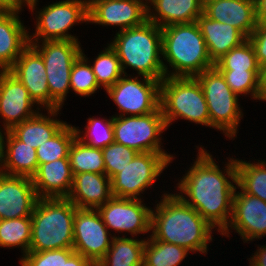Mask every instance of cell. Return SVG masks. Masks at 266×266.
<instances>
[{"instance_id":"1","label":"cell","mask_w":266,"mask_h":266,"mask_svg":"<svg viewBox=\"0 0 266 266\" xmlns=\"http://www.w3.org/2000/svg\"><path fill=\"white\" fill-rule=\"evenodd\" d=\"M196 147L197 158L178 181L176 188L179 192L175 194L221 234L232 216L233 196L237 187L235 158L227 157L228 162L220 170L213 155L202 145Z\"/></svg>"},{"instance_id":"2","label":"cell","mask_w":266,"mask_h":266,"mask_svg":"<svg viewBox=\"0 0 266 266\" xmlns=\"http://www.w3.org/2000/svg\"><path fill=\"white\" fill-rule=\"evenodd\" d=\"M160 198L151 209L149 237L192 253L208 254L209 242L214 240L212 231L217 230L175 193H164Z\"/></svg>"},{"instance_id":"3","label":"cell","mask_w":266,"mask_h":266,"mask_svg":"<svg viewBox=\"0 0 266 266\" xmlns=\"http://www.w3.org/2000/svg\"><path fill=\"white\" fill-rule=\"evenodd\" d=\"M161 32L165 77H196L214 67L196 21L165 26Z\"/></svg>"},{"instance_id":"4","label":"cell","mask_w":266,"mask_h":266,"mask_svg":"<svg viewBox=\"0 0 266 266\" xmlns=\"http://www.w3.org/2000/svg\"><path fill=\"white\" fill-rule=\"evenodd\" d=\"M110 46L116 51L124 75L127 68L138 76L162 81L165 72L162 61V32L153 22L116 32Z\"/></svg>"},{"instance_id":"5","label":"cell","mask_w":266,"mask_h":266,"mask_svg":"<svg viewBox=\"0 0 266 266\" xmlns=\"http://www.w3.org/2000/svg\"><path fill=\"white\" fill-rule=\"evenodd\" d=\"M76 209L67 197L38 198L31 215L29 252L73 248Z\"/></svg>"},{"instance_id":"6","label":"cell","mask_w":266,"mask_h":266,"mask_svg":"<svg viewBox=\"0 0 266 266\" xmlns=\"http://www.w3.org/2000/svg\"><path fill=\"white\" fill-rule=\"evenodd\" d=\"M160 107L167 128L181 118L210 127L205 95L195 77H165L160 82Z\"/></svg>"},{"instance_id":"7","label":"cell","mask_w":266,"mask_h":266,"mask_svg":"<svg viewBox=\"0 0 266 266\" xmlns=\"http://www.w3.org/2000/svg\"><path fill=\"white\" fill-rule=\"evenodd\" d=\"M200 83L210 116V128L222 131L225 137L235 139L243 119L239 96L227 85L222 73L214 66L195 77Z\"/></svg>"},{"instance_id":"8","label":"cell","mask_w":266,"mask_h":266,"mask_svg":"<svg viewBox=\"0 0 266 266\" xmlns=\"http://www.w3.org/2000/svg\"><path fill=\"white\" fill-rule=\"evenodd\" d=\"M37 1L27 7L35 14L36 29L29 31V42H43L54 40L78 41V37L69 34V30L76 24L88 23V0H62L43 6L37 11ZM34 10L36 13H34Z\"/></svg>"},{"instance_id":"9","label":"cell","mask_w":266,"mask_h":266,"mask_svg":"<svg viewBox=\"0 0 266 266\" xmlns=\"http://www.w3.org/2000/svg\"><path fill=\"white\" fill-rule=\"evenodd\" d=\"M29 44L43 58L50 93V110L63 108L70 91V74L73 64L81 55L80 41L54 40L29 42Z\"/></svg>"},{"instance_id":"10","label":"cell","mask_w":266,"mask_h":266,"mask_svg":"<svg viewBox=\"0 0 266 266\" xmlns=\"http://www.w3.org/2000/svg\"><path fill=\"white\" fill-rule=\"evenodd\" d=\"M174 159V155L169 153H137L121 172L110 179L112 195L141 200V194H144L145 189L155 184L156 179H159Z\"/></svg>"},{"instance_id":"11","label":"cell","mask_w":266,"mask_h":266,"mask_svg":"<svg viewBox=\"0 0 266 266\" xmlns=\"http://www.w3.org/2000/svg\"><path fill=\"white\" fill-rule=\"evenodd\" d=\"M113 129L114 142L138 153H168L160 137L168 129L161 107L146 115L113 116Z\"/></svg>"},{"instance_id":"12","label":"cell","mask_w":266,"mask_h":266,"mask_svg":"<svg viewBox=\"0 0 266 266\" xmlns=\"http://www.w3.org/2000/svg\"><path fill=\"white\" fill-rule=\"evenodd\" d=\"M123 75L105 91L120 113L114 116L146 115L160 107V82L146 76Z\"/></svg>"},{"instance_id":"13","label":"cell","mask_w":266,"mask_h":266,"mask_svg":"<svg viewBox=\"0 0 266 266\" xmlns=\"http://www.w3.org/2000/svg\"><path fill=\"white\" fill-rule=\"evenodd\" d=\"M114 235L107 229L97 209H76L73 250L95 266L106 255Z\"/></svg>"},{"instance_id":"14","label":"cell","mask_w":266,"mask_h":266,"mask_svg":"<svg viewBox=\"0 0 266 266\" xmlns=\"http://www.w3.org/2000/svg\"><path fill=\"white\" fill-rule=\"evenodd\" d=\"M143 202L142 199L112 196L97 211L108 230L125 232L136 238L138 234L150 233L152 208Z\"/></svg>"},{"instance_id":"15","label":"cell","mask_w":266,"mask_h":266,"mask_svg":"<svg viewBox=\"0 0 266 266\" xmlns=\"http://www.w3.org/2000/svg\"><path fill=\"white\" fill-rule=\"evenodd\" d=\"M239 191L236 187L232 216L228 226L220 235L229 237L230 230L233 229L241 236L243 243L249 244L266 236V202L244 193L241 189Z\"/></svg>"},{"instance_id":"16","label":"cell","mask_w":266,"mask_h":266,"mask_svg":"<svg viewBox=\"0 0 266 266\" xmlns=\"http://www.w3.org/2000/svg\"><path fill=\"white\" fill-rule=\"evenodd\" d=\"M89 23L117 26L119 31L145 23L147 0H88Z\"/></svg>"},{"instance_id":"17","label":"cell","mask_w":266,"mask_h":266,"mask_svg":"<svg viewBox=\"0 0 266 266\" xmlns=\"http://www.w3.org/2000/svg\"><path fill=\"white\" fill-rule=\"evenodd\" d=\"M39 111L41 109L19 79L9 70H0V119H3V129L10 131Z\"/></svg>"},{"instance_id":"18","label":"cell","mask_w":266,"mask_h":266,"mask_svg":"<svg viewBox=\"0 0 266 266\" xmlns=\"http://www.w3.org/2000/svg\"><path fill=\"white\" fill-rule=\"evenodd\" d=\"M28 90L33 102L40 108L50 110V93L46 69L41 54L29 44L9 69Z\"/></svg>"},{"instance_id":"19","label":"cell","mask_w":266,"mask_h":266,"mask_svg":"<svg viewBox=\"0 0 266 266\" xmlns=\"http://www.w3.org/2000/svg\"><path fill=\"white\" fill-rule=\"evenodd\" d=\"M37 200L32 178L0 173V220L31 216Z\"/></svg>"},{"instance_id":"20","label":"cell","mask_w":266,"mask_h":266,"mask_svg":"<svg viewBox=\"0 0 266 266\" xmlns=\"http://www.w3.org/2000/svg\"><path fill=\"white\" fill-rule=\"evenodd\" d=\"M24 9H0V70H9L29 45V29L20 20Z\"/></svg>"},{"instance_id":"21","label":"cell","mask_w":266,"mask_h":266,"mask_svg":"<svg viewBox=\"0 0 266 266\" xmlns=\"http://www.w3.org/2000/svg\"><path fill=\"white\" fill-rule=\"evenodd\" d=\"M203 13L211 20L235 27L247 39L257 26L254 0H212L203 6Z\"/></svg>"},{"instance_id":"22","label":"cell","mask_w":266,"mask_h":266,"mask_svg":"<svg viewBox=\"0 0 266 266\" xmlns=\"http://www.w3.org/2000/svg\"><path fill=\"white\" fill-rule=\"evenodd\" d=\"M73 177L69 158H61L40 164L32 181L38 198H57L70 194Z\"/></svg>"},{"instance_id":"23","label":"cell","mask_w":266,"mask_h":266,"mask_svg":"<svg viewBox=\"0 0 266 266\" xmlns=\"http://www.w3.org/2000/svg\"><path fill=\"white\" fill-rule=\"evenodd\" d=\"M111 180L106 174H74L73 184L67 198L79 209H97L111 197Z\"/></svg>"},{"instance_id":"24","label":"cell","mask_w":266,"mask_h":266,"mask_svg":"<svg viewBox=\"0 0 266 266\" xmlns=\"http://www.w3.org/2000/svg\"><path fill=\"white\" fill-rule=\"evenodd\" d=\"M202 13L199 0H147L148 21L160 28L195 22Z\"/></svg>"},{"instance_id":"25","label":"cell","mask_w":266,"mask_h":266,"mask_svg":"<svg viewBox=\"0 0 266 266\" xmlns=\"http://www.w3.org/2000/svg\"><path fill=\"white\" fill-rule=\"evenodd\" d=\"M196 22L207 45L209 56L214 63L231 49L240 46L247 40L235 27L211 20L204 13L198 17Z\"/></svg>"},{"instance_id":"26","label":"cell","mask_w":266,"mask_h":266,"mask_svg":"<svg viewBox=\"0 0 266 266\" xmlns=\"http://www.w3.org/2000/svg\"><path fill=\"white\" fill-rule=\"evenodd\" d=\"M60 110H47L48 115L40 111L34 117L14 126L10 132L21 142L37 149L66 124V121L57 119L58 114H61Z\"/></svg>"},{"instance_id":"27","label":"cell","mask_w":266,"mask_h":266,"mask_svg":"<svg viewBox=\"0 0 266 266\" xmlns=\"http://www.w3.org/2000/svg\"><path fill=\"white\" fill-rule=\"evenodd\" d=\"M37 170L36 149L21 142L10 131H7L4 138L1 173L32 178Z\"/></svg>"},{"instance_id":"28","label":"cell","mask_w":266,"mask_h":266,"mask_svg":"<svg viewBox=\"0 0 266 266\" xmlns=\"http://www.w3.org/2000/svg\"><path fill=\"white\" fill-rule=\"evenodd\" d=\"M123 235L113 237L106 255L96 266H143L146 239L139 240Z\"/></svg>"},{"instance_id":"29","label":"cell","mask_w":266,"mask_h":266,"mask_svg":"<svg viewBox=\"0 0 266 266\" xmlns=\"http://www.w3.org/2000/svg\"><path fill=\"white\" fill-rule=\"evenodd\" d=\"M237 189L266 202V161L247 162L235 159Z\"/></svg>"},{"instance_id":"30","label":"cell","mask_w":266,"mask_h":266,"mask_svg":"<svg viewBox=\"0 0 266 266\" xmlns=\"http://www.w3.org/2000/svg\"><path fill=\"white\" fill-rule=\"evenodd\" d=\"M189 250L175 244L146 237L143 266H179Z\"/></svg>"},{"instance_id":"31","label":"cell","mask_w":266,"mask_h":266,"mask_svg":"<svg viewBox=\"0 0 266 266\" xmlns=\"http://www.w3.org/2000/svg\"><path fill=\"white\" fill-rule=\"evenodd\" d=\"M31 227V216L0 220V247L20 248L24 256L30 248Z\"/></svg>"},{"instance_id":"32","label":"cell","mask_w":266,"mask_h":266,"mask_svg":"<svg viewBox=\"0 0 266 266\" xmlns=\"http://www.w3.org/2000/svg\"><path fill=\"white\" fill-rule=\"evenodd\" d=\"M68 158L73 175L86 172L105 174L102 149L89 147L77 138L69 149Z\"/></svg>"},{"instance_id":"33","label":"cell","mask_w":266,"mask_h":266,"mask_svg":"<svg viewBox=\"0 0 266 266\" xmlns=\"http://www.w3.org/2000/svg\"><path fill=\"white\" fill-rule=\"evenodd\" d=\"M75 138L74 126L66 123L55 135L36 149L38 166L61 158H68L69 149Z\"/></svg>"},{"instance_id":"34","label":"cell","mask_w":266,"mask_h":266,"mask_svg":"<svg viewBox=\"0 0 266 266\" xmlns=\"http://www.w3.org/2000/svg\"><path fill=\"white\" fill-rule=\"evenodd\" d=\"M91 65L96 81L104 90L113 86L123 75L116 51L108 43Z\"/></svg>"},{"instance_id":"35","label":"cell","mask_w":266,"mask_h":266,"mask_svg":"<svg viewBox=\"0 0 266 266\" xmlns=\"http://www.w3.org/2000/svg\"><path fill=\"white\" fill-rule=\"evenodd\" d=\"M214 66L219 71H262L252 43L247 39L218 59Z\"/></svg>"},{"instance_id":"36","label":"cell","mask_w":266,"mask_h":266,"mask_svg":"<svg viewBox=\"0 0 266 266\" xmlns=\"http://www.w3.org/2000/svg\"><path fill=\"white\" fill-rule=\"evenodd\" d=\"M84 127L85 133L74 126L76 138L89 147L103 149L114 142L113 115L110 119L89 117Z\"/></svg>"},{"instance_id":"37","label":"cell","mask_w":266,"mask_h":266,"mask_svg":"<svg viewBox=\"0 0 266 266\" xmlns=\"http://www.w3.org/2000/svg\"><path fill=\"white\" fill-rule=\"evenodd\" d=\"M89 58L81 50V55L75 60L70 74V90L81 97H89L100 90Z\"/></svg>"},{"instance_id":"38","label":"cell","mask_w":266,"mask_h":266,"mask_svg":"<svg viewBox=\"0 0 266 266\" xmlns=\"http://www.w3.org/2000/svg\"><path fill=\"white\" fill-rule=\"evenodd\" d=\"M227 85L238 96L250 95L258 100L261 71H220Z\"/></svg>"},{"instance_id":"39","label":"cell","mask_w":266,"mask_h":266,"mask_svg":"<svg viewBox=\"0 0 266 266\" xmlns=\"http://www.w3.org/2000/svg\"><path fill=\"white\" fill-rule=\"evenodd\" d=\"M138 152L122 144L113 142L102 149L105 164V174L111 179L115 174L121 172Z\"/></svg>"},{"instance_id":"40","label":"cell","mask_w":266,"mask_h":266,"mask_svg":"<svg viewBox=\"0 0 266 266\" xmlns=\"http://www.w3.org/2000/svg\"><path fill=\"white\" fill-rule=\"evenodd\" d=\"M19 261L21 266H61V249L28 252Z\"/></svg>"},{"instance_id":"41","label":"cell","mask_w":266,"mask_h":266,"mask_svg":"<svg viewBox=\"0 0 266 266\" xmlns=\"http://www.w3.org/2000/svg\"><path fill=\"white\" fill-rule=\"evenodd\" d=\"M248 39L255 49L257 61L263 69L266 67V23H257L254 32Z\"/></svg>"},{"instance_id":"42","label":"cell","mask_w":266,"mask_h":266,"mask_svg":"<svg viewBox=\"0 0 266 266\" xmlns=\"http://www.w3.org/2000/svg\"><path fill=\"white\" fill-rule=\"evenodd\" d=\"M61 266H95L89 259L79 253H76L73 248L61 249Z\"/></svg>"},{"instance_id":"43","label":"cell","mask_w":266,"mask_h":266,"mask_svg":"<svg viewBox=\"0 0 266 266\" xmlns=\"http://www.w3.org/2000/svg\"><path fill=\"white\" fill-rule=\"evenodd\" d=\"M258 250H256L254 253H252V257L248 258L249 260V266H266V246L263 245L257 247Z\"/></svg>"},{"instance_id":"44","label":"cell","mask_w":266,"mask_h":266,"mask_svg":"<svg viewBox=\"0 0 266 266\" xmlns=\"http://www.w3.org/2000/svg\"><path fill=\"white\" fill-rule=\"evenodd\" d=\"M256 21L266 23V0H255Z\"/></svg>"},{"instance_id":"45","label":"cell","mask_w":266,"mask_h":266,"mask_svg":"<svg viewBox=\"0 0 266 266\" xmlns=\"http://www.w3.org/2000/svg\"><path fill=\"white\" fill-rule=\"evenodd\" d=\"M258 100L266 101V67H264L261 71L260 93Z\"/></svg>"},{"instance_id":"46","label":"cell","mask_w":266,"mask_h":266,"mask_svg":"<svg viewBox=\"0 0 266 266\" xmlns=\"http://www.w3.org/2000/svg\"><path fill=\"white\" fill-rule=\"evenodd\" d=\"M0 9H20V0H0Z\"/></svg>"},{"instance_id":"47","label":"cell","mask_w":266,"mask_h":266,"mask_svg":"<svg viewBox=\"0 0 266 266\" xmlns=\"http://www.w3.org/2000/svg\"><path fill=\"white\" fill-rule=\"evenodd\" d=\"M6 132L7 131L5 129L2 130L0 128V173H1L2 164H3V151H4V138H5L4 135L6 134Z\"/></svg>"},{"instance_id":"48","label":"cell","mask_w":266,"mask_h":266,"mask_svg":"<svg viewBox=\"0 0 266 266\" xmlns=\"http://www.w3.org/2000/svg\"><path fill=\"white\" fill-rule=\"evenodd\" d=\"M39 2L38 0H20V9H23L26 5L28 6L32 2Z\"/></svg>"},{"instance_id":"49","label":"cell","mask_w":266,"mask_h":266,"mask_svg":"<svg viewBox=\"0 0 266 266\" xmlns=\"http://www.w3.org/2000/svg\"><path fill=\"white\" fill-rule=\"evenodd\" d=\"M200 3L205 6L208 2L212 1V0H199Z\"/></svg>"}]
</instances>
